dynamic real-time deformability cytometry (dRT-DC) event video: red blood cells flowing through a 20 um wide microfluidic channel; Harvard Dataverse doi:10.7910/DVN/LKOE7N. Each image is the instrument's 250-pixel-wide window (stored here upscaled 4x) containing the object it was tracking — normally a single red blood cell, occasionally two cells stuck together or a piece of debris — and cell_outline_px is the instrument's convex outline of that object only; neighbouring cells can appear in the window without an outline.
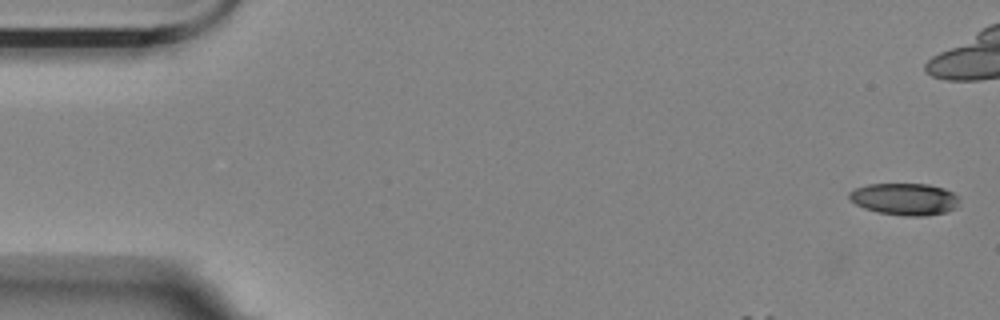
{"species": "Egyptian fruit bat (a non-hibernating species)", "species_latin": "Rousettus aegyptiacus", "temperature_condition": "room temperature", "stored_images_in_passage": 6, "camera_frame_rate_fps": 3000, "um_per_image_px": 0.085, "animal": {"sex": "female"}, "frame": {"image": 1, "passage_image": 1, "time_ms": 0.0, "image_size_px": [1000, 320], "cell_outline_px": [[960, 200], [956, 208], [944, 212], [924, 216], [904, 216], [876, 212], [864, 208], [856, 204], [848, 196], [848, 192], [856, 188], [868, 184], [928, 184], [944, 188], [952, 192]], "centroid_in_image_um": [76.89, 16.92], "position_along_channel_um": 8.1, "area_um2": 20.52}}
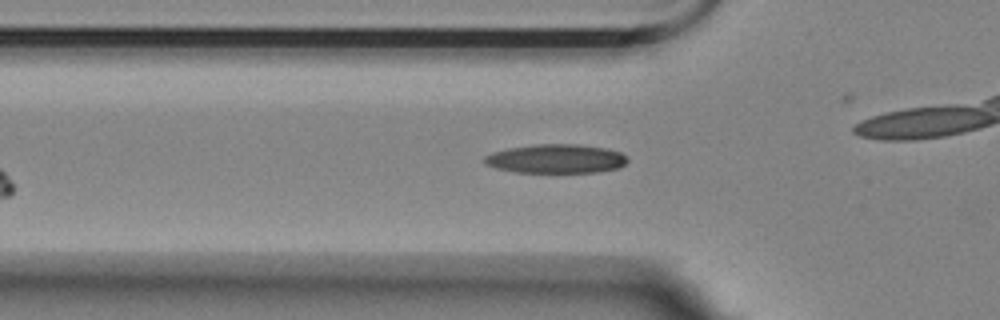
{"frame": {"image": 2, "passage_image": 6, "time_ms": 1.667, "image_size_px": [1000, 320], "cell_outline_px": [[628, 160], [620, 168], [600, 172], [516, 172], [496, 168], [484, 164], [484, 156], [492, 152], [508, 148], [536, 144], [576, 144], [604, 148], [620, 152]], "centroid_in_image_um": [47.24, 13.5], "position_along_channel_um": 78.6, "area_um2": 24.1}}